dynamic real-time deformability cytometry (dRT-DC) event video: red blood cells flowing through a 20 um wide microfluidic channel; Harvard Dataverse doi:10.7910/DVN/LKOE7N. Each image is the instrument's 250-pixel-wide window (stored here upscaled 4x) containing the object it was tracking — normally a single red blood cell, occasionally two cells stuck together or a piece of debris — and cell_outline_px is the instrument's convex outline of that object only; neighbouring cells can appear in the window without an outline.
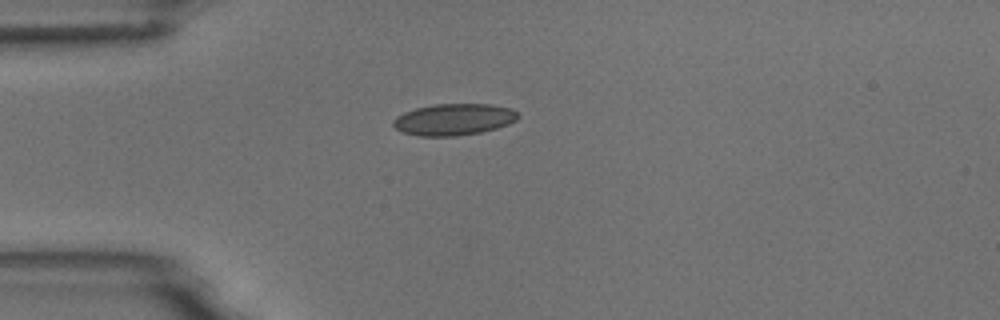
{"species": "common noctule bat (a hibernating species)", "species_latin": "Nyctalus noctula", "temperature_condition": "room temperature", "stored_images_in_passage": 1, "camera_frame_rate_fps": 3000, "um_per_image_px": 0.085, "animal": {"sex": "male", "body_mass_g": 18.8}, "frame": {"image": 1, "passage_image": 1, "time_ms": 0.0, "image_size_px": [1000, 320], "cell_outline_px": [[520, 116], [516, 120], [508, 124], [496, 128], [480, 132], [456, 136], [416, 136], [400, 132], [392, 124], [392, 120], [396, 116], [404, 112], [416, 108], [436, 104], [492, 104], [512, 108]], "centroid_in_image_um": [38.55, 10.15], "position_along_channel_um": 46.5, "area_um2": 23.12}}